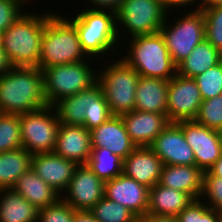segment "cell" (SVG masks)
Returning a JSON list of instances; mask_svg holds the SVG:
<instances>
[{
    "label": "cell",
    "mask_w": 222,
    "mask_h": 222,
    "mask_svg": "<svg viewBox=\"0 0 222 222\" xmlns=\"http://www.w3.org/2000/svg\"><path fill=\"white\" fill-rule=\"evenodd\" d=\"M47 106L38 67H12L0 76V113L20 115Z\"/></svg>",
    "instance_id": "obj_1"
},
{
    "label": "cell",
    "mask_w": 222,
    "mask_h": 222,
    "mask_svg": "<svg viewBox=\"0 0 222 222\" xmlns=\"http://www.w3.org/2000/svg\"><path fill=\"white\" fill-rule=\"evenodd\" d=\"M27 12L0 35L1 45L13 67H38L44 26L53 13L51 10L41 15Z\"/></svg>",
    "instance_id": "obj_2"
},
{
    "label": "cell",
    "mask_w": 222,
    "mask_h": 222,
    "mask_svg": "<svg viewBox=\"0 0 222 222\" xmlns=\"http://www.w3.org/2000/svg\"><path fill=\"white\" fill-rule=\"evenodd\" d=\"M72 16L69 20L74 24L82 50L88 57H99L100 62L102 57L106 56L107 60L110 53L109 58L114 55V50L117 51V47H121L117 34L116 12L85 7Z\"/></svg>",
    "instance_id": "obj_3"
},
{
    "label": "cell",
    "mask_w": 222,
    "mask_h": 222,
    "mask_svg": "<svg viewBox=\"0 0 222 222\" xmlns=\"http://www.w3.org/2000/svg\"><path fill=\"white\" fill-rule=\"evenodd\" d=\"M67 18V19H66ZM69 17L53 11L44 26L38 68L81 62L89 58L82 50L78 32Z\"/></svg>",
    "instance_id": "obj_4"
},
{
    "label": "cell",
    "mask_w": 222,
    "mask_h": 222,
    "mask_svg": "<svg viewBox=\"0 0 222 222\" xmlns=\"http://www.w3.org/2000/svg\"><path fill=\"white\" fill-rule=\"evenodd\" d=\"M129 41V49L122 59L140 76L170 80L177 73V66L173 63L160 32L135 36Z\"/></svg>",
    "instance_id": "obj_5"
},
{
    "label": "cell",
    "mask_w": 222,
    "mask_h": 222,
    "mask_svg": "<svg viewBox=\"0 0 222 222\" xmlns=\"http://www.w3.org/2000/svg\"><path fill=\"white\" fill-rule=\"evenodd\" d=\"M120 57L108 62L98 71V83L108 103L112 116H122L135 109V92L139 74ZM106 66V67H105ZM103 69V70H102Z\"/></svg>",
    "instance_id": "obj_6"
},
{
    "label": "cell",
    "mask_w": 222,
    "mask_h": 222,
    "mask_svg": "<svg viewBox=\"0 0 222 222\" xmlns=\"http://www.w3.org/2000/svg\"><path fill=\"white\" fill-rule=\"evenodd\" d=\"M89 59L42 70L48 105L53 106L61 98L87 90L98 82V71L90 64V62L94 63L95 59Z\"/></svg>",
    "instance_id": "obj_7"
},
{
    "label": "cell",
    "mask_w": 222,
    "mask_h": 222,
    "mask_svg": "<svg viewBox=\"0 0 222 222\" xmlns=\"http://www.w3.org/2000/svg\"><path fill=\"white\" fill-rule=\"evenodd\" d=\"M169 14L160 0H122L116 11L117 34L120 43L122 41L123 46V42L126 41L124 38L121 39L125 32L128 34V36L125 34L126 38L129 39L160 32Z\"/></svg>",
    "instance_id": "obj_8"
},
{
    "label": "cell",
    "mask_w": 222,
    "mask_h": 222,
    "mask_svg": "<svg viewBox=\"0 0 222 222\" xmlns=\"http://www.w3.org/2000/svg\"><path fill=\"white\" fill-rule=\"evenodd\" d=\"M186 12L182 18L173 17L172 20L175 21L168 19L170 16L167 15L165 23L160 28V33L164 37L166 47L176 66L188 57L197 44L205 39L203 11H192L188 7Z\"/></svg>",
    "instance_id": "obj_9"
},
{
    "label": "cell",
    "mask_w": 222,
    "mask_h": 222,
    "mask_svg": "<svg viewBox=\"0 0 222 222\" xmlns=\"http://www.w3.org/2000/svg\"><path fill=\"white\" fill-rule=\"evenodd\" d=\"M60 122L54 106L20 114L22 147L31 154L53 152Z\"/></svg>",
    "instance_id": "obj_10"
},
{
    "label": "cell",
    "mask_w": 222,
    "mask_h": 222,
    "mask_svg": "<svg viewBox=\"0 0 222 222\" xmlns=\"http://www.w3.org/2000/svg\"><path fill=\"white\" fill-rule=\"evenodd\" d=\"M203 99L193 78L175 74L169 80L167 94V118L170 122L194 120Z\"/></svg>",
    "instance_id": "obj_11"
},
{
    "label": "cell",
    "mask_w": 222,
    "mask_h": 222,
    "mask_svg": "<svg viewBox=\"0 0 222 222\" xmlns=\"http://www.w3.org/2000/svg\"><path fill=\"white\" fill-rule=\"evenodd\" d=\"M183 130L188 145L195 157V166L208 171L222 154V141L218 130L210 129L195 120L176 122Z\"/></svg>",
    "instance_id": "obj_12"
},
{
    "label": "cell",
    "mask_w": 222,
    "mask_h": 222,
    "mask_svg": "<svg viewBox=\"0 0 222 222\" xmlns=\"http://www.w3.org/2000/svg\"><path fill=\"white\" fill-rule=\"evenodd\" d=\"M61 199L75 210H90L104 197V182L87 164L76 167L74 175Z\"/></svg>",
    "instance_id": "obj_13"
},
{
    "label": "cell",
    "mask_w": 222,
    "mask_h": 222,
    "mask_svg": "<svg viewBox=\"0 0 222 222\" xmlns=\"http://www.w3.org/2000/svg\"><path fill=\"white\" fill-rule=\"evenodd\" d=\"M149 148L164 165L195 166L194 152L186 142L182 128L176 122H170L156 136Z\"/></svg>",
    "instance_id": "obj_14"
},
{
    "label": "cell",
    "mask_w": 222,
    "mask_h": 222,
    "mask_svg": "<svg viewBox=\"0 0 222 222\" xmlns=\"http://www.w3.org/2000/svg\"><path fill=\"white\" fill-rule=\"evenodd\" d=\"M104 197L127 207L138 218L147 215L149 188L123 173L104 182Z\"/></svg>",
    "instance_id": "obj_15"
},
{
    "label": "cell",
    "mask_w": 222,
    "mask_h": 222,
    "mask_svg": "<svg viewBox=\"0 0 222 222\" xmlns=\"http://www.w3.org/2000/svg\"><path fill=\"white\" fill-rule=\"evenodd\" d=\"M77 166L54 152L32 154L31 169L60 195L67 189Z\"/></svg>",
    "instance_id": "obj_16"
},
{
    "label": "cell",
    "mask_w": 222,
    "mask_h": 222,
    "mask_svg": "<svg viewBox=\"0 0 222 222\" xmlns=\"http://www.w3.org/2000/svg\"><path fill=\"white\" fill-rule=\"evenodd\" d=\"M90 133L92 148H106L123 160L136 148L121 116H111L103 124L92 129Z\"/></svg>",
    "instance_id": "obj_17"
},
{
    "label": "cell",
    "mask_w": 222,
    "mask_h": 222,
    "mask_svg": "<svg viewBox=\"0 0 222 222\" xmlns=\"http://www.w3.org/2000/svg\"><path fill=\"white\" fill-rule=\"evenodd\" d=\"M126 131L136 147H149L170 123L167 115L133 110L121 116Z\"/></svg>",
    "instance_id": "obj_18"
},
{
    "label": "cell",
    "mask_w": 222,
    "mask_h": 222,
    "mask_svg": "<svg viewBox=\"0 0 222 222\" xmlns=\"http://www.w3.org/2000/svg\"><path fill=\"white\" fill-rule=\"evenodd\" d=\"M92 151L91 133L84 126L61 124L59 126L54 153L76 162L87 164Z\"/></svg>",
    "instance_id": "obj_19"
},
{
    "label": "cell",
    "mask_w": 222,
    "mask_h": 222,
    "mask_svg": "<svg viewBox=\"0 0 222 222\" xmlns=\"http://www.w3.org/2000/svg\"><path fill=\"white\" fill-rule=\"evenodd\" d=\"M163 166L149 147H136L123 160L122 173L150 189L159 183Z\"/></svg>",
    "instance_id": "obj_20"
},
{
    "label": "cell",
    "mask_w": 222,
    "mask_h": 222,
    "mask_svg": "<svg viewBox=\"0 0 222 222\" xmlns=\"http://www.w3.org/2000/svg\"><path fill=\"white\" fill-rule=\"evenodd\" d=\"M204 171L196 166L164 165L159 183L165 187L200 199L204 183Z\"/></svg>",
    "instance_id": "obj_21"
},
{
    "label": "cell",
    "mask_w": 222,
    "mask_h": 222,
    "mask_svg": "<svg viewBox=\"0 0 222 222\" xmlns=\"http://www.w3.org/2000/svg\"><path fill=\"white\" fill-rule=\"evenodd\" d=\"M168 84L169 80L139 76L134 110L166 115Z\"/></svg>",
    "instance_id": "obj_22"
},
{
    "label": "cell",
    "mask_w": 222,
    "mask_h": 222,
    "mask_svg": "<svg viewBox=\"0 0 222 222\" xmlns=\"http://www.w3.org/2000/svg\"><path fill=\"white\" fill-rule=\"evenodd\" d=\"M193 200L187 193L157 183L149 189L147 215L177 217Z\"/></svg>",
    "instance_id": "obj_23"
},
{
    "label": "cell",
    "mask_w": 222,
    "mask_h": 222,
    "mask_svg": "<svg viewBox=\"0 0 222 222\" xmlns=\"http://www.w3.org/2000/svg\"><path fill=\"white\" fill-rule=\"evenodd\" d=\"M12 189L37 209L55 204L61 195L44 182L31 168L13 185Z\"/></svg>",
    "instance_id": "obj_24"
},
{
    "label": "cell",
    "mask_w": 222,
    "mask_h": 222,
    "mask_svg": "<svg viewBox=\"0 0 222 222\" xmlns=\"http://www.w3.org/2000/svg\"><path fill=\"white\" fill-rule=\"evenodd\" d=\"M222 61V53L206 39L197 44L186 59L177 65V74L194 78Z\"/></svg>",
    "instance_id": "obj_25"
},
{
    "label": "cell",
    "mask_w": 222,
    "mask_h": 222,
    "mask_svg": "<svg viewBox=\"0 0 222 222\" xmlns=\"http://www.w3.org/2000/svg\"><path fill=\"white\" fill-rule=\"evenodd\" d=\"M0 222H38V209L12 188L1 189Z\"/></svg>",
    "instance_id": "obj_26"
},
{
    "label": "cell",
    "mask_w": 222,
    "mask_h": 222,
    "mask_svg": "<svg viewBox=\"0 0 222 222\" xmlns=\"http://www.w3.org/2000/svg\"><path fill=\"white\" fill-rule=\"evenodd\" d=\"M59 122L67 125H84L91 108V88L61 98L54 105Z\"/></svg>",
    "instance_id": "obj_27"
},
{
    "label": "cell",
    "mask_w": 222,
    "mask_h": 222,
    "mask_svg": "<svg viewBox=\"0 0 222 222\" xmlns=\"http://www.w3.org/2000/svg\"><path fill=\"white\" fill-rule=\"evenodd\" d=\"M32 154L23 147L0 153V190L10 189L31 168Z\"/></svg>",
    "instance_id": "obj_28"
},
{
    "label": "cell",
    "mask_w": 222,
    "mask_h": 222,
    "mask_svg": "<svg viewBox=\"0 0 222 222\" xmlns=\"http://www.w3.org/2000/svg\"><path fill=\"white\" fill-rule=\"evenodd\" d=\"M87 166L103 182L122 174L123 159L106 148H92Z\"/></svg>",
    "instance_id": "obj_29"
},
{
    "label": "cell",
    "mask_w": 222,
    "mask_h": 222,
    "mask_svg": "<svg viewBox=\"0 0 222 222\" xmlns=\"http://www.w3.org/2000/svg\"><path fill=\"white\" fill-rule=\"evenodd\" d=\"M90 211L99 222H134L138 217L127 207L103 197Z\"/></svg>",
    "instance_id": "obj_30"
},
{
    "label": "cell",
    "mask_w": 222,
    "mask_h": 222,
    "mask_svg": "<svg viewBox=\"0 0 222 222\" xmlns=\"http://www.w3.org/2000/svg\"><path fill=\"white\" fill-rule=\"evenodd\" d=\"M21 147L20 115L0 113V153Z\"/></svg>",
    "instance_id": "obj_31"
},
{
    "label": "cell",
    "mask_w": 222,
    "mask_h": 222,
    "mask_svg": "<svg viewBox=\"0 0 222 222\" xmlns=\"http://www.w3.org/2000/svg\"><path fill=\"white\" fill-rule=\"evenodd\" d=\"M112 116L101 85L97 82L91 87V108L89 116H85L84 127L91 131Z\"/></svg>",
    "instance_id": "obj_32"
},
{
    "label": "cell",
    "mask_w": 222,
    "mask_h": 222,
    "mask_svg": "<svg viewBox=\"0 0 222 222\" xmlns=\"http://www.w3.org/2000/svg\"><path fill=\"white\" fill-rule=\"evenodd\" d=\"M203 100L222 94V61L193 78Z\"/></svg>",
    "instance_id": "obj_33"
},
{
    "label": "cell",
    "mask_w": 222,
    "mask_h": 222,
    "mask_svg": "<svg viewBox=\"0 0 222 222\" xmlns=\"http://www.w3.org/2000/svg\"><path fill=\"white\" fill-rule=\"evenodd\" d=\"M205 39L222 53V6L202 7Z\"/></svg>",
    "instance_id": "obj_34"
},
{
    "label": "cell",
    "mask_w": 222,
    "mask_h": 222,
    "mask_svg": "<svg viewBox=\"0 0 222 222\" xmlns=\"http://www.w3.org/2000/svg\"><path fill=\"white\" fill-rule=\"evenodd\" d=\"M194 120L210 129L218 130L222 126V94L203 100Z\"/></svg>",
    "instance_id": "obj_35"
},
{
    "label": "cell",
    "mask_w": 222,
    "mask_h": 222,
    "mask_svg": "<svg viewBox=\"0 0 222 222\" xmlns=\"http://www.w3.org/2000/svg\"><path fill=\"white\" fill-rule=\"evenodd\" d=\"M179 222H218L217 212L201 200H193L178 216Z\"/></svg>",
    "instance_id": "obj_36"
},
{
    "label": "cell",
    "mask_w": 222,
    "mask_h": 222,
    "mask_svg": "<svg viewBox=\"0 0 222 222\" xmlns=\"http://www.w3.org/2000/svg\"><path fill=\"white\" fill-rule=\"evenodd\" d=\"M200 199L204 200L209 208L215 210L222 208V178L213 176L209 171H206Z\"/></svg>",
    "instance_id": "obj_37"
},
{
    "label": "cell",
    "mask_w": 222,
    "mask_h": 222,
    "mask_svg": "<svg viewBox=\"0 0 222 222\" xmlns=\"http://www.w3.org/2000/svg\"><path fill=\"white\" fill-rule=\"evenodd\" d=\"M74 210L60 198L55 204L38 209V222H73Z\"/></svg>",
    "instance_id": "obj_38"
},
{
    "label": "cell",
    "mask_w": 222,
    "mask_h": 222,
    "mask_svg": "<svg viewBox=\"0 0 222 222\" xmlns=\"http://www.w3.org/2000/svg\"><path fill=\"white\" fill-rule=\"evenodd\" d=\"M24 6L28 7V4L23 0H0V35L25 12Z\"/></svg>",
    "instance_id": "obj_39"
},
{
    "label": "cell",
    "mask_w": 222,
    "mask_h": 222,
    "mask_svg": "<svg viewBox=\"0 0 222 222\" xmlns=\"http://www.w3.org/2000/svg\"><path fill=\"white\" fill-rule=\"evenodd\" d=\"M160 2L169 13H173V8H175L176 10H178L179 7L180 8L183 7L186 9V7L188 6L192 7L193 5H195L192 7V11H196V10H201L203 7V0H160ZM171 10L172 12H170Z\"/></svg>",
    "instance_id": "obj_40"
},
{
    "label": "cell",
    "mask_w": 222,
    "mask_h": 222,
    "mask_svg": "<svg viewBox=\"0 0 222 222\" xmlns=\"http://www.w3.org/2000/svg\"><path fill=\"white\" fill-rule=\"evenodd\" d=\"M90 9L111 10L116 12L121 5L122 0H87ZM91 5V7H90Z\"/></svg>",
    "instance_id": "obj_41"
},
{
    "label": "cell",
    "mask_w": 222,
    "mask_h": 222,
    "mask_svg": "<svg viewBox=\"0 0 222 222\" xmlns=\"http://www.w3.org/2000/svg\"><path fill=\"white\" fill-rule=\"evenodd\" d=\"M73 222H99L90 210H74Z\"/></svg>",
    "instance_id": "obj_42"
},
{
    "label": "cell",
    "mask_w": 222,
    "mask_h": 222,
    "mask_svg": "<svg viewBox=\"0 0 222 222\" xmlns=\"http://www.w3.org/2000/svg\"><path fill=\"white\" fill-rule=\"evenodd\" d=\"M12 67L13 65L0 42V76L7 73Z\"/></svg>",
    "instance_id": "obj_43"
},
{
    "label": "cell",
    "mask_w": 222,
    "mask_h": 222,
    "mask_svg": "<svg viewBox=\"0 0 222 222\" xmlns=\"http://www.w3.org/2000/svg\"><path fill=\"white\" fill-rule=\"evenodd\" d=\"M144 222H179L178 217H167V216H150L146 215L143 217Z\"/></svg>",
    "instance_id": "obj_44"
},
{
    "label": "cell",
    "mask_w": 222,
    "mask_h": 222,
    "mask_svg": "<svg viewBox=\"0 0 222 222\" xmlns=\"http://www.w3.org/2000/svg\"><path fill=\"white\" fill-rule=\"evenodd\" d=\"M213 176L222 178V154L219 160L208 170Z\"/></svg>",
    "instance_id": "obj_45"
},
{
    "label": "cell",
    "mask_w": 222,
    "mask_h": 222,
    "mask_svg": "<svg viewBox=\"0 0 222 222\" xmlns=\"http://www.w3.org/2000/svg\"><path fill=\"white\" fill-rule=\"evenodd\" d=\"M222 6V0H203V7Z\"/></svg>",
    "instance_id": "obj_46"
},
{
    "label": "cell",
    "mask_w": 222,
    "mask_h": 222,
    "mask_svg": "<svg viewBox=\"0 0 222 222\" xmlns=\"http://www.w3.org/2000/svg\"><path fill=\"white\" fill-rule=\"evenodd\" d=\"M217 218H218V222H222V208L217 209Z\"/></svg>",
    "instance_id": "obj_47"
},
{
    "label": "cell",
    "mask_w": 222,
    "mask_h": 222,
    "mask_svg": "<svg viewBox=\"0 0 222 222\" xmlns=\"http://www.w3.org/2000/svg\"><path fill=\"white\" fill-rule=\"evenodd\" d=\"M219 137L222 141V126L218 129Z\"/></svg>",
    "instance_id": "obj_48"
},
{
    "label": "cell",
    "mask_w": 222,
    "mask_h": 222,
    "mask_svg": "<svg viewBox=\"0 0 222 222\" xmlns=\"http://www.w3.org/2000/svg\"><path fill=\"white\" fill-rule=\"evenodd\" d=\"M134 222H144V219L143 218H138Z\"/></svg>",
    "instance_id": "obj_49"
},
{
    "label": "cell",
    "mask_w": 222,
    "mask_h": 222,
    "mask_svg": "<svg viewBox=\"0 0 222 222\" xmlns=\"http://www.w3.org/2000/svg\"><path fill=\"white\" fill-rule=\"evenodd\" d=\"M26 4L31 3L32 0H23ZM30 1V2H29Z\"/></svg>",
    "instance_id": "obj_50"
}]
</instances>
